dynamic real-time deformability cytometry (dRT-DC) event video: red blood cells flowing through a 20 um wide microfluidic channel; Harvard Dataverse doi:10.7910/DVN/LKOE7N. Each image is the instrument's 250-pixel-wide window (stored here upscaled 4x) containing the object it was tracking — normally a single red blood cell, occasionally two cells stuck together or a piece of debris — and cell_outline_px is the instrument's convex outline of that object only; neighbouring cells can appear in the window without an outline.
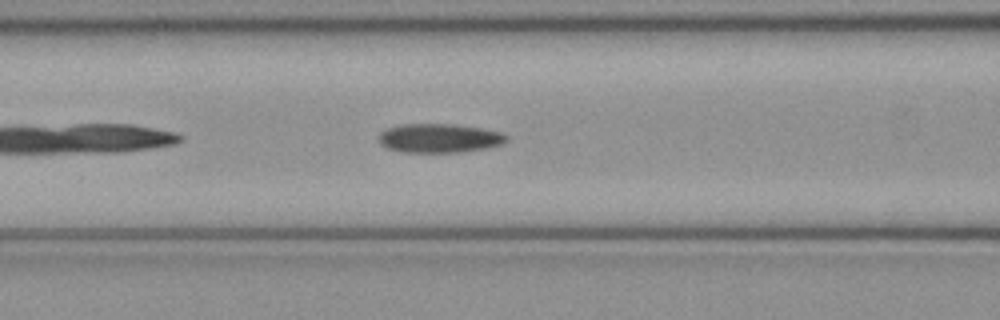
{"species": "common noctule bat (a hibernating species)", "species_latin": "Nyctalus noctula", "temperature_condition": "cold", "stored_images_in_passage": 37, "camera_frame_rate_fps": 3000, "um_per_image_px": 0.085, "animal": {"sex": "female", "body_mass_g": 21.9}, "frame": {"image": 1, "passage_image": 7, "time_ms": 2.0, "image_size_px": [1000, 320], "cell_outline_px": [[508, 140], [504, 144], [484, 148], [460, 152], [400, 152], [388, 148], [380, 144], [376, 140], [376, 136], [384, 128], [400, 124], [456, 124], [484, 128], [500, 132], [508, 136]], "centroid_in_image_um": [37.29, 11.73], "position_along_channel_um": 129.3, "area_um2": 22.02}}
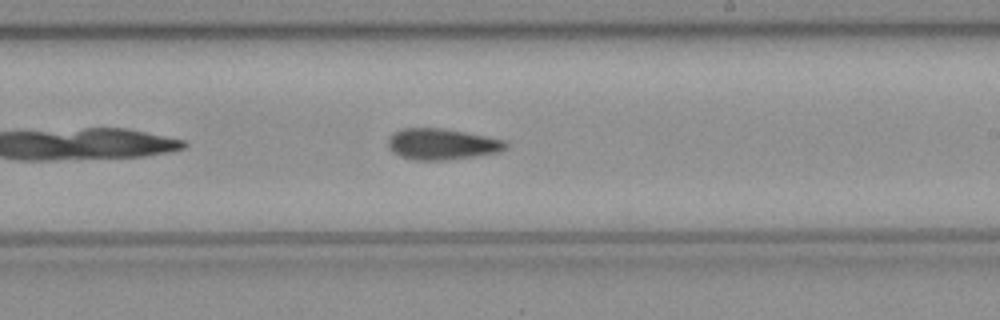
{"frame": {"image": 2, "passage_image": 16, "time_ms": 5.0, "image_size_px": [1000, 320], "cell_outline_px": [[508, 148], [500, 152], [476, 156], [448, 160], [412, 160], [400, 156], [392, 152], [388, 144], [388, 140], [400, 128], [444, 128], [504, 140], [508, 144]], "centroid_in_image_um": [37.58, 12.26], "position_along_channel_um": 251.4, "area_um2": 21.33}}
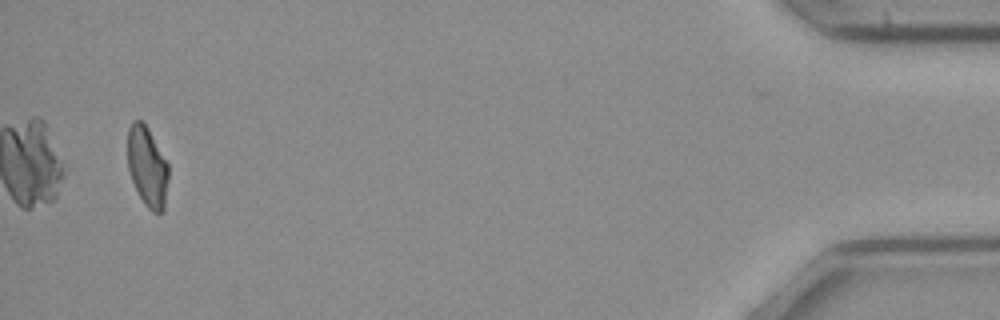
{"frame": {"image": 3, "passage_image": 35, "time_ms": 11.333, "image_size_px": [1000, 320], "cell_outline_px": [[168, 180], [164, 212], [152, 212], [144, 204], [132, 180], [128, 168], [128, 128], [132, 120], [140, 120], [148, 128], [168, 164]], "centroid_in_image_um": [12.52, 14.18], "position_along_channel_um": 422.7, "area_um2": 18.96}}